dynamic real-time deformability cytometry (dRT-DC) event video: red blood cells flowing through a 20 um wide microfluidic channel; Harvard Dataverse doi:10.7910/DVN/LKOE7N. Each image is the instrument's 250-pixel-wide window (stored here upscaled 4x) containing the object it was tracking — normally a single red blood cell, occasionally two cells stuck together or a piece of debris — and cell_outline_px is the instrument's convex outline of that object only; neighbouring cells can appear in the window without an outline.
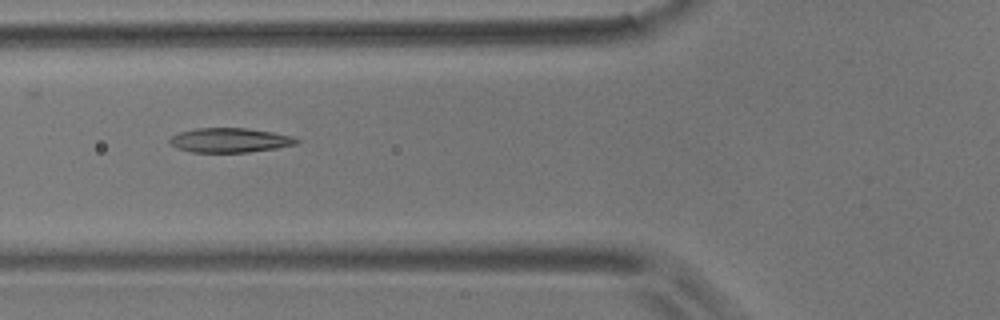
{"species": "common noctule bat (a hibernating species)", "species_latin": "Nyctalus noctula", "temperature_condition": "room temperature", "stored_images_in_passage": 11, "camera_frame_rate_fps": 3000, "um_per_image_px": 0.085, "animal": {"sex": "male", "body_mass_g": 17.9}, "frame": {"image": 1, "passage_image": 6, "time_ms": 1.667, "image_size_px": [1000, 320], "cell_outline_px": [[300, 140], [296, 144], [276, 148], [248, 152], [192, 152], [176, 148], [168, 140], [172, 136], [180, 132], [196, 128], [248, 128], [272, 132], [292, 136]], "centroid_in_image_um": [19.53, 11.91], "position_along_channel_um": 106.3, "area_um2": 17.98}}
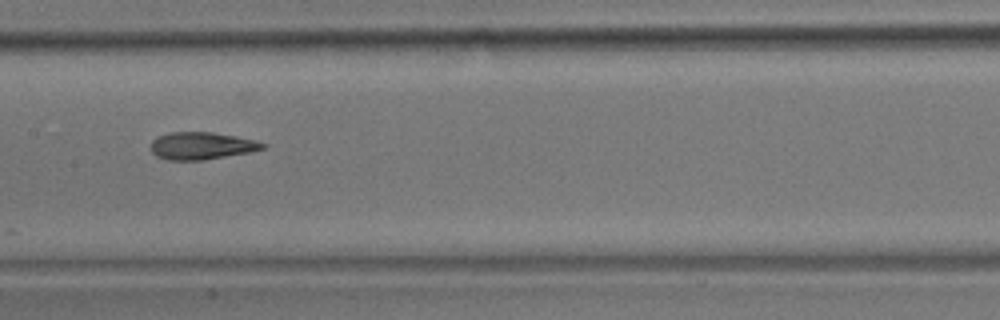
{"frame": {"image": 2, "passage_image": 8, "time_ms": 2.333, "image_size_px": [1000, 320], "cell_outline_px": [[268, 144], [264, 148], [248, 152], [204, 160], [168, 160], [156, 156], [152, 152], [152, 140], [160, 136], [172, 132], [212, 132], [236, 136], [256, 140]], "centroid_in_image_um": [17.15, 12.39], "position_along_channel_um": 190.2, "area_um2": 17.69}}
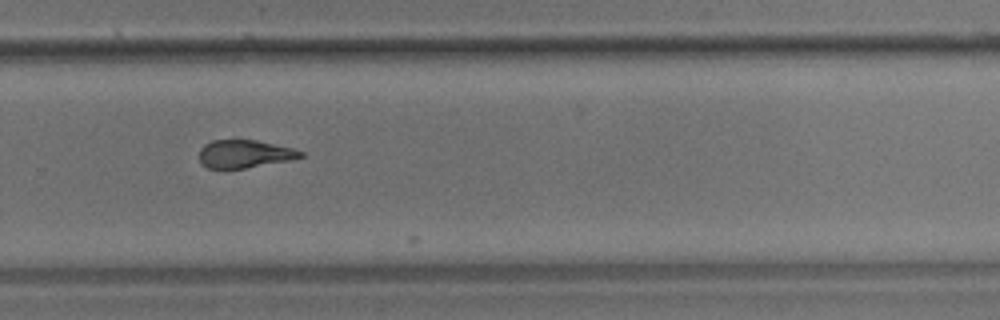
{"frame": {"image": 3, "passage_image": 11, "time_ms": 3.333, "image_size_px": [1000, 320], "cell_outline_px": [[304, 156], [288, 160], [244, 168], [208, 168], [200, 164], [200, 148], [204, 144], [212, 140], [256, 140], [292, 148], [304, 152]], "centroid_in_image_um": [20.75, 13.07], "position_along_channel_um": 309.0, "area_um2": 16.3}}